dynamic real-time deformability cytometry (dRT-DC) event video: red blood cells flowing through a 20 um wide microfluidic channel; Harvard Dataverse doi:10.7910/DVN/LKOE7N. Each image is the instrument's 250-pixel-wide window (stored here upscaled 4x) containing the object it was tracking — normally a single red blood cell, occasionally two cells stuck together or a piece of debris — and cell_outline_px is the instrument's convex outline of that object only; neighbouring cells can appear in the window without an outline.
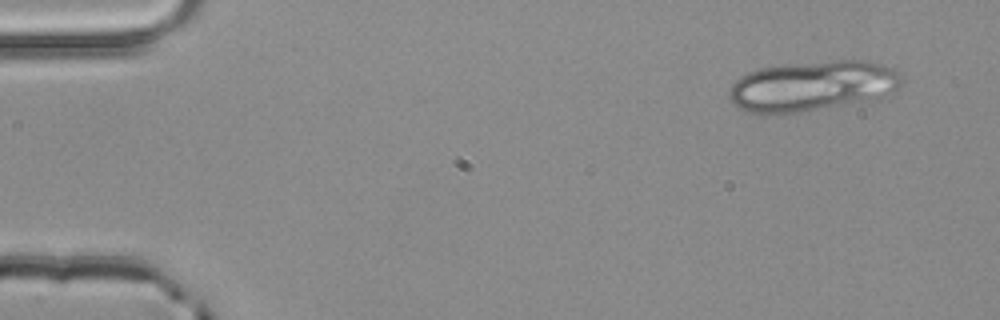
{"species": "common noctule bat (a hibernating species)", "species_latin": "Nyctalus noctula", "temperature_condition": "room temperature", "stored_images_in_passage": 5, "camera_frame_rate_fps": 3000, "um_per_image_px": 0.085, "animal": {"sex": "male", "body_mass_g": 20.4}, "frame": {"image": 1, "passage_image": 1, "time_ms": 0.0, "image_size_px": [1000, 320], "cell_outline_px": [[904, 80], [896, 88], [880, 96], [800, 112], [748, 112], [732, 104], [728, 100], [728, 92], [732, 84], [740, 76], [748, 72], [760, 68], [784, 64], [836, 60], [868, 60], [884, 64], [900, 72], [904, 76]], "centroid_in_image_um": [69.01, 7.26], "position_along_channel_um": 16.0, "area_um2": 49.82}}